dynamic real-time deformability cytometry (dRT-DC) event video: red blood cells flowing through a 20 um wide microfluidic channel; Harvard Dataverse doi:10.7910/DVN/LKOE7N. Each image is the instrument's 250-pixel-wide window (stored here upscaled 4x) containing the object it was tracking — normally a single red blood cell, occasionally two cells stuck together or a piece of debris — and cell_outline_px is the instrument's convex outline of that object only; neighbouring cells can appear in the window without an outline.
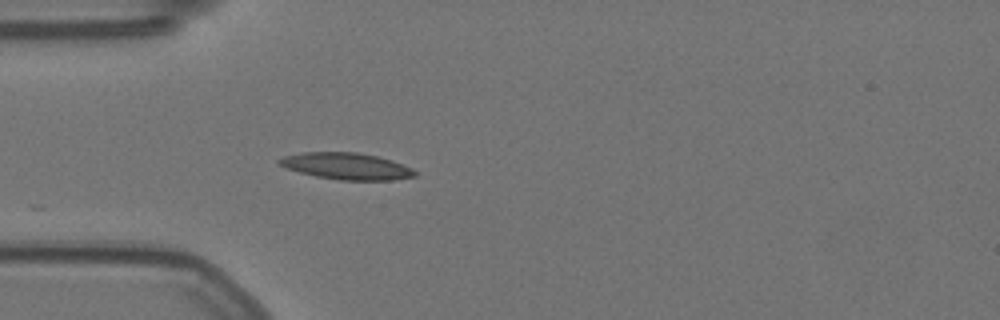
{"species": "Egyptian fruit bat (a non-hibernating species)", "species_latin": "Rousettus aegyptiacus", "temperature_condition": "warm", "stored_images_in_passage": 33, "camera_frame_rate_fps": 3000, "um_per_image_px": 0.085, "animal": {"sex": "female"}, "frame": {"image": 1, "passage_image": 1, "time_ms": 0.0, "image_size_px": [1000, 320], "cell_outline_px": [[416, 176], [392, 180], [340, 180], [316, 176], [300, 172], [288, 168], [280, 164], [276, 160], [284, 156], [304, 152], [356, 152], [376, 156], [392, 160], [412, 168], [416, 172]], "centroid_in_image_um": [29.47, 14.12], "position_along_channel_um": 55.5, "area_um2": 20.87}}
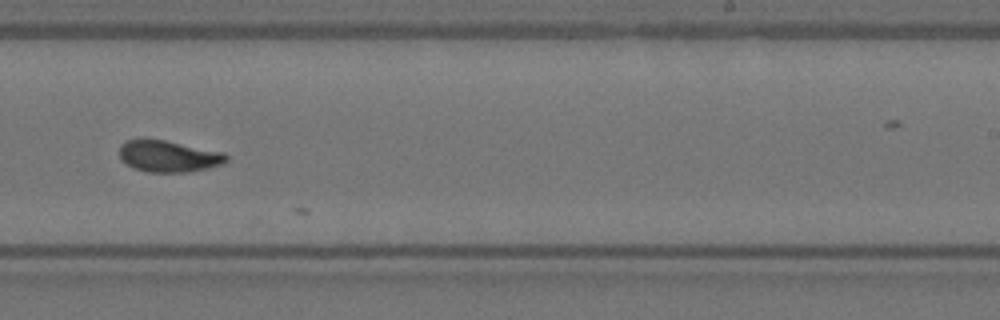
{"frame": {"image": 2, "passage_image": 20, "time_ms": 6.333, "image_size_px": [1000, 320], "cell_outline_px": [[228, 160], [224, 164], [208, 168], [188, 172], [148, 172], [132, 168], [120, 160], [120, 144], [124, 140], [140, 136], [144, 136], [224, 152], [228, 156]], "centroid_in_image_um": [14.26, 13.25], "position_along_channel_um": 274.7, "area_um2": 20.35}}
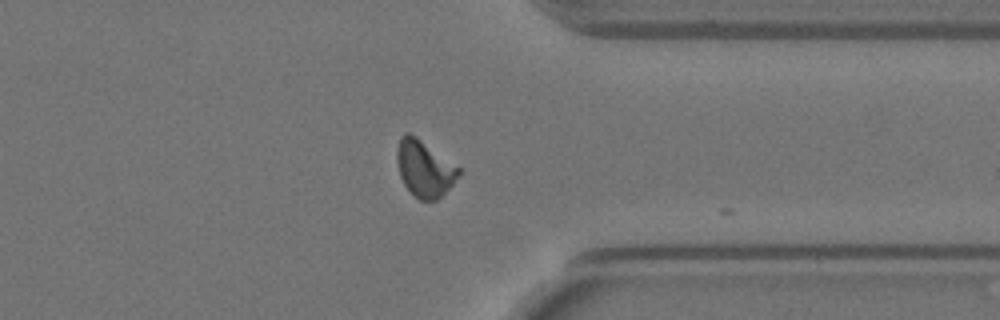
{"frame": {"image": 3, "passage_image": 29, "time_ms": 9.333, "image_size_px": [1000, 320], "cell_outline_px": [[460, 172], [452, 184], [436, 200], [420, 200], [404, 184], [400, 176], [396, 160], [396, 152], [400, 136], [404, 132], [408, 132], [416, 136], [460, 168]], "centroid_in_image_um": [36.04, 14.29], "position_along_channel_um": 375.4, "area_um2": 19.94}, "authors_computed_cell_mechanics": {"area_um2": 19.7676, "velocity_mm_per_s": 3.5146, "shape_relaxation_time_tau1_ms": 1.7167, "shape_relaxation_time_tau2_ms": 6.3787, "deformation_change_tau1": 0.3243, "deformation_change_tau2": 0.1177}}